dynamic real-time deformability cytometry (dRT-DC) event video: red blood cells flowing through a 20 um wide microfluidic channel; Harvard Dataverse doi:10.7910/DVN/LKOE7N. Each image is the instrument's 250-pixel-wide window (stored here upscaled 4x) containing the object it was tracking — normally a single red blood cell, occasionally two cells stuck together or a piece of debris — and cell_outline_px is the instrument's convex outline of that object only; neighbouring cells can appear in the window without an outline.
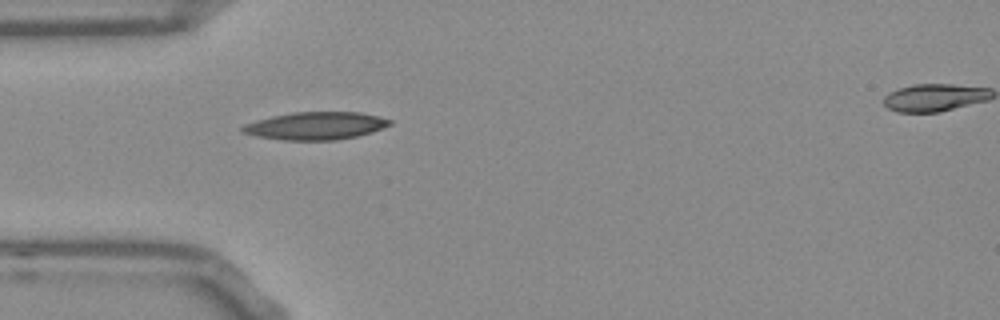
{"species": "Egyptian fruit bat (a non-hibernating species)", "species_latin": "Rousettus aegyptiacus", "temperature_condition": "room temperature", "stored_images_in_passage": 38, "camera_frame_rate_fps": 3000, "um_per_image_px": 0.085, "frame": {"image": 1, "passage_image": 1, "time_ms": 0.0, "image_size_px": [1000, 320], "cell_outline_px": [[392, 124], [384, 128], [372, 132], [356, 136], [336, 140], [284, 140], [256, 136], [240, 132], [240, 128], [244, 124], [256, 120], [272, 116], [292, 112], [360, 112], [380, 116], [392, 120]], "centroid_in_image_um": [26.84, 10.69], "position_along_channel_um": 58.2, "area_um2": 23.93}}
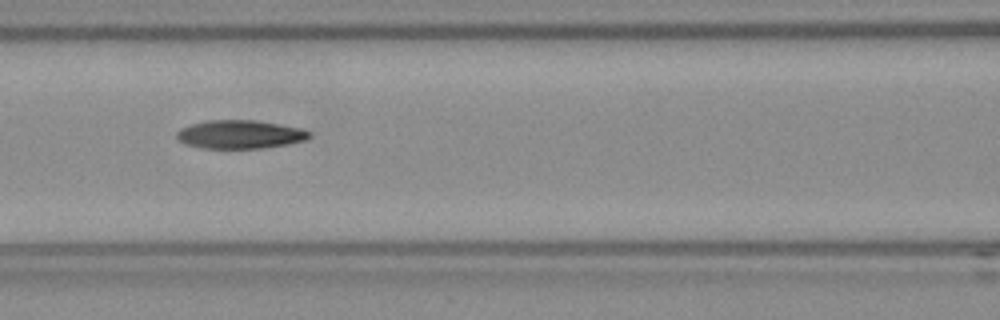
{"frame": {"image": 2, "passage_image": 8, "time_ms": 2.333, "image_size_px": [1000, 320], "cell_outline_px": [[312, 136], [304, 140], [288, 144], [264, 148], [204, 148], [184, 144], [176, 136], [176, 132], [180, 128], [188, 124], [204, 120], [256, 120], [280, 124], [300, 128], [312, 132]], "centroid_in_image_um": [20.38, 11.41], "position_along_channel_um": 146.2, "area_um2": 22.2}}
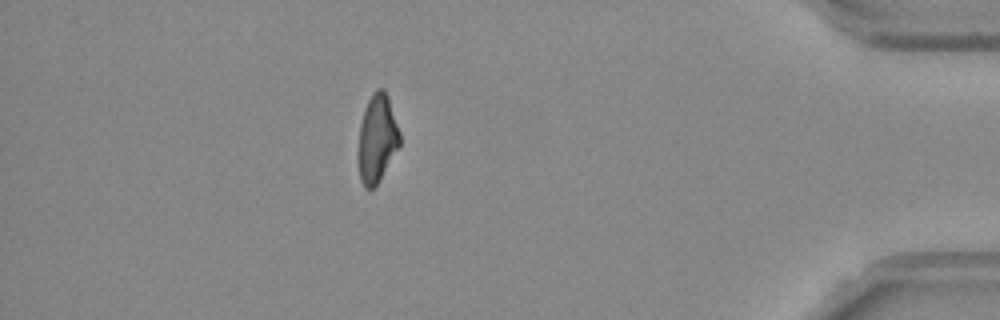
{"frame": {"image": 3, "passage_image": 32, "time_ms": 10.333, "image_size_px": [1000, 320], "cell_outline_px": [[400, 144], [380, 180], [372, 188], [364, 188], [360, 180], [360, 124], [364, 108], [372, 92], [376, 88], [384, 88], [388, 96], [400, 132]], "centroid_in_image_um": [32.08, 11.72], "position_along_channel_um": 403.1, "area_um2": 20.87}, "authors_computed_cell_mechanics": {"area_um2": 22.1085, "velocity_mm_per_s": 3.8366, "shape_relaxation_time_tau1_ms": null, "shape_relaxation_time_tau2_ms": 6.2357, "deformation_change_tau1": null, "deformation_change_tau2": 0.1484}}